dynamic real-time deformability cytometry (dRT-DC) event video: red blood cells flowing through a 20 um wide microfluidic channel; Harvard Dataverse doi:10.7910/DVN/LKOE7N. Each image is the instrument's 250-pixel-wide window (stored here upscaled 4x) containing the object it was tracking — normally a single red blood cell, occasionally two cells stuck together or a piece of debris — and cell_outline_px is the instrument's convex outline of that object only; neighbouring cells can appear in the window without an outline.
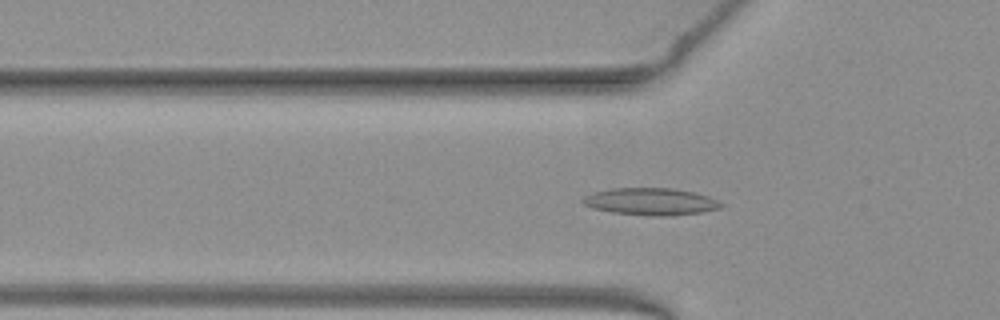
{"species": "common noctule bat (a hibernating species)", "species_latin": "Nyctalus noctula", "temperature_condition": "warm", "stored_images_in_passage": 52, "camera_frame_rate_fps": 3000, "um_per_image_px": 0.085, "animal": {"sex": "female", "body_mass_g": 19.3, "forearm_length_mm": 54.1}, "frame": {"image": 1, "passage_image": 17, "time_ms": 5.333, "image_size_px": [1000, 320], "cell_outline_px": [[724, 204], [720, 208], [700, 212], [672, 216], [652, 216], [612, 212], [592, 208], [584, 204], [580, 200], [584, 196], [592, 192], [612, 188], [672, 188], [696, 192], [708, 196]], "centroid_in_image_um": [55.29, 17.13], "position_along_channel_um": 70.5, "area_um2": 21.96}}
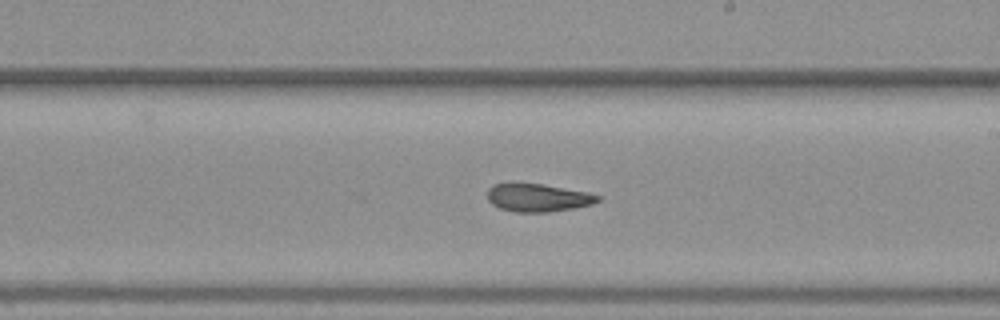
{"frame": {"image": 2, "passage_image": 30, "time_ms": 9.667, "image_size_px": [1000, 320], "cell_outline_px": [[600, 200], [592, 204], [576, 208], [548, 212], [516, 212], [500, 208], [492, 204], [488, 200], [488, 188], [492, 184], [512, 180], [540, 184], [588, 192], [600, 196]], "centroid_in_image_um": [45.66, 16.77], "position_along_channel_um": 243.3, "area_um2": 18.5}}
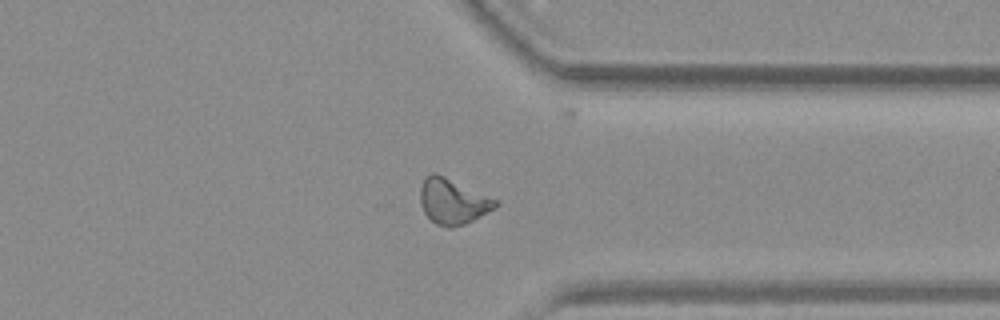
{"frame": {"image": 3, "passage_image": 40, "time_ms": 13.0, "image_size_px": [1000, 320], "cell_outline_px": [[500, 200], [496, 208], [464, 224], [452, 228], [448, 228], [436, 224], [424, 212], [420, 204], [420, 188], [424, 180], [432, 172], [436, 172]], "centroid_in_image_um": [38.51, 17.11], "position_along_channel_um": 372.9, "area_um2": 20.06}, "authors_computed_cell_mechanics": {"area_um2": 20.1144, "velocity_mm_per_s": 3.9744, "shape_relaxation_time_tau1_ms": null, "shape_relaxation_time_tau2_ms": 2.5352, "deformation_change_tau1": null, "deformation_change_tau2": 0.0995}}